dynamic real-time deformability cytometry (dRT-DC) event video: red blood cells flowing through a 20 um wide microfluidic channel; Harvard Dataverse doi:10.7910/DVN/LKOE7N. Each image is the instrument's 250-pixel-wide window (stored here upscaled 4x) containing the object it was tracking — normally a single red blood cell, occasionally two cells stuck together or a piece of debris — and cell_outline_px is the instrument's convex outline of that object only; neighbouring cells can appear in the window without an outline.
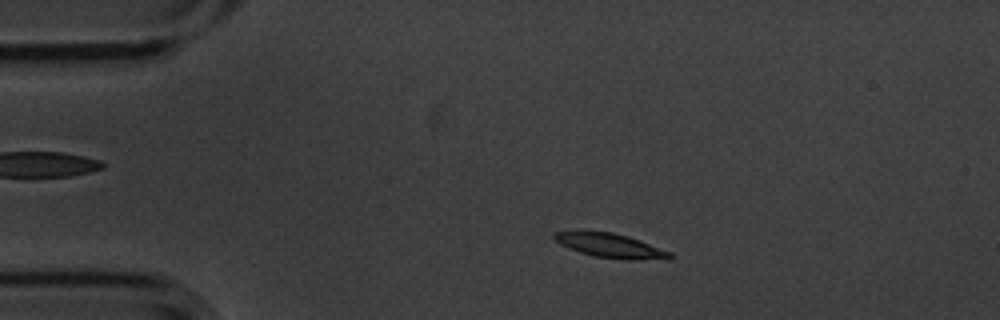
{"species": "common noctule bat (a hibernating species)", "species_latin": "Nyctalus noctula", "temperature_condition": "cold", "stored_images_in_passage": 3, "camera_frame_rate_fps": 3000, "um_per_image_px": 0.085, "animal": {"sex": "male", "body_mass_g": 20.1, "forearm_length_mm": 53.5}, "frame": {"image": 1, "passage_image": 2, "time_ms": 0.333, "image_size_px": [1000, 320], "cell_outline_px": [[676, 256], [668, 260], [624, 260], [592, 256], [568, 248], [560, 244], [552, 236], [556, 232], [612, 232], [628, 236], [672, 252]], "centroid_in_image_um": [52.0, 20.92], "position_along_channel_um": 33.0, "area_um2": 16.42}}